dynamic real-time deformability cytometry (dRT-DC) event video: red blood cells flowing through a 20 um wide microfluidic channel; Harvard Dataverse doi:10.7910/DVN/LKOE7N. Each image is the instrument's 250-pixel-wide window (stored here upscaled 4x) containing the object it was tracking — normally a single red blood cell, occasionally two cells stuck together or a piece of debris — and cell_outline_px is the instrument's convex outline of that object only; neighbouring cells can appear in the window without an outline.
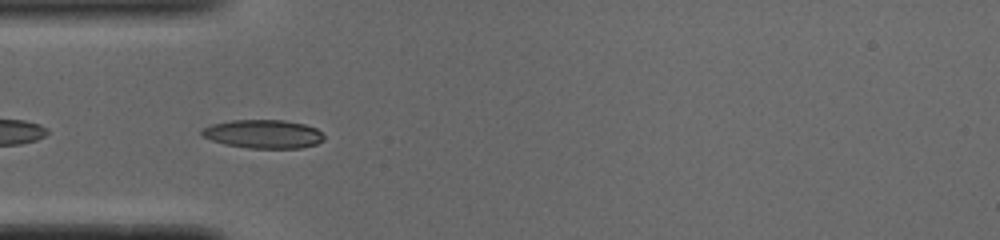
{"species": "common noctule bat (a hibernating species)", "species_latin": "Nyctalus noctula", "temperature_condition": "cold", "stored_images_in_passage": 4, "camera_frame_rate_fps": 3000, "um_per_image_px": 0.085, "animal": {"sex": "male", "body_mass_g": 19.0, "forearm_length_mm": 50.8}, "frame": {"image": 1, "passage_image": 2, "time_ms": 0.333, "image_size_px": [1000, 240], "cell_outline_px": [[324, 140], [316, 144], [300, 148], [248, 148], [224, 144], [200, 136], [200, 132], [204, 128], [212, 124], [232, 120], [284, 120], [304, 124], [316, 128], [324, 136]], "centroid_in_image_um": [22.37, 11.39], "position_along_channel_um": 62.6, "area_um2": 20.35}}